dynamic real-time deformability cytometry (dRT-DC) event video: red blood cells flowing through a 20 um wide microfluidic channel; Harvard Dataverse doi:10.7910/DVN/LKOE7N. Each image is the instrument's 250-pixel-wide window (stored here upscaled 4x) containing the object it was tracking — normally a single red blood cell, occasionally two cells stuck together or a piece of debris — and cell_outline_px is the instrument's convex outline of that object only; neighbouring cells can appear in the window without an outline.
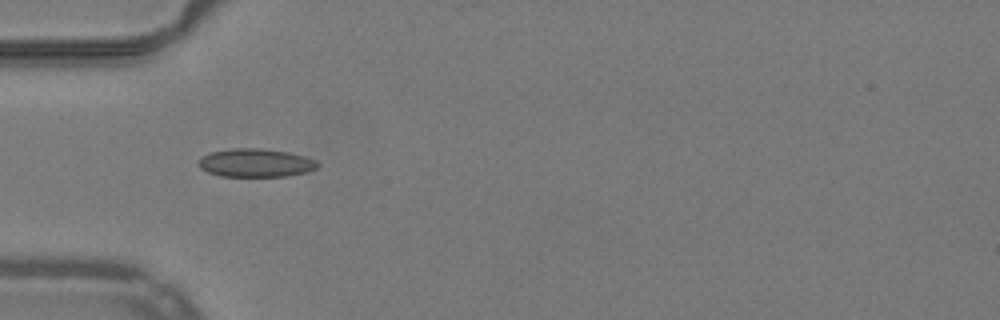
{"species": "common noctule bat (a hibernating species)", "species_latin": "Nyctalus noctula", "temperature_condition": "warm", "stored_images_in_passage": 38, "camera_frame_rate_fps": 3000, "um_per_image_px": 0.085, "animal": {"sex": "male", "body_mass_g": 19.2, "forearm_length_mm": 51.8}, "frame": {"image": 1, "passage_image": 3, "time_ms": 0.667, "image_size_px": [1000, 320], "cell_outline_px": [[320, 164], [316, 168], [308, 172], [284, 176], [220, 176], [208, 172], [200, 168], [200, 156], [212, 152], [232, 148], [260, 148], [288, 152], [304, 156], [316, 160]], "centroid_in_image_um": [21.75, 13.84], "position_along_channel_um": 63.3, "area_um2": 19.59}}
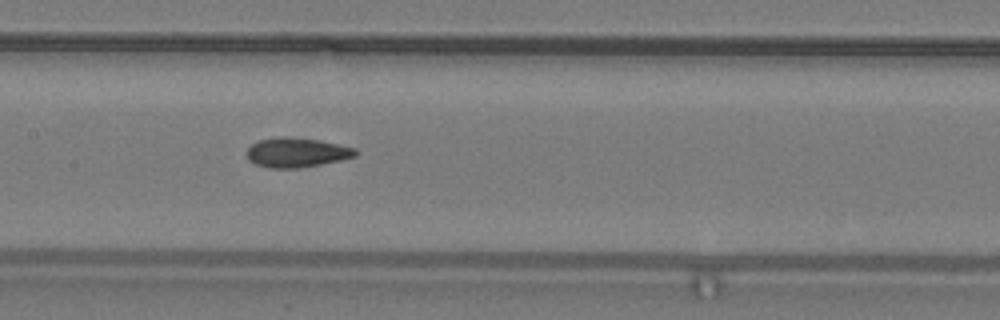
{"frame": {"image": 2, "passage_image": 12, "time_ms": 3.667, "image_size_px": [1000, 320], "cell_outline_px": [[360, 152], [356, 156], [340, 160], [320, 164], [296, 168], [272, 168], [256, 164], [248, 160], [248, 148], [256, 140], [276, 136], [284, 136], [320, 140], [340, 144], [356, 148]], "centroid_in_image_um": [25.23, 12.94], "position_along_channel_um": 182.2, "area_um2": 18.84}}
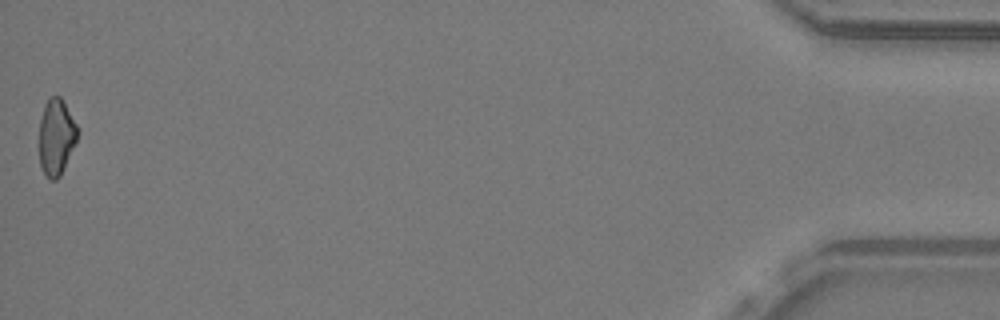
{"frame": {"image": 3, "passage_image": 38, "time_ms": 12.333, "image_size_px": [1000, 320], "cell_outline_px": [[80, 132], [64, 168], [60, 176], [56, 180], [48, 180], [40, 164], [40, 120], [44, 104], [52, 96], [60, 96], [76, 124]], "centroid_in_image_um": [4.79, 11.66], "position_along_channel_um": 430.4, "area_um2": 16.82}, "authors_computed_cell_mechanics": {"area_um2": 18.3226, "velocity_mm_per_s": 3.9916, "shape_relaxation_time_tau1_ms": null, "shape_relaxation_time_tau2_ms": 2.8824, "deformation_change_tau1": null, "deformation_change_tau2": 0.0934}}